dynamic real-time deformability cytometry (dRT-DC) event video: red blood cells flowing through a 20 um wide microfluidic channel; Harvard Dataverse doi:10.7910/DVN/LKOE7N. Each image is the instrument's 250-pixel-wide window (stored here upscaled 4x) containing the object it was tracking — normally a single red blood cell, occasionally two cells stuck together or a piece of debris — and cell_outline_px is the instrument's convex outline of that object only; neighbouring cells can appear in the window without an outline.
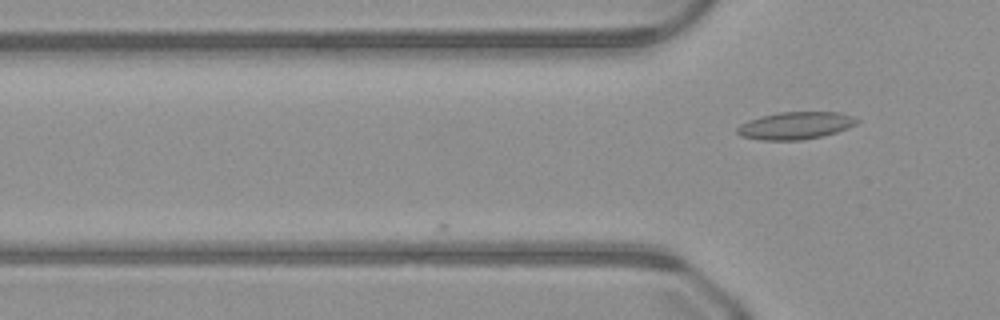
{"species": "common noctule bat (a hibernating species)", "species_latin": "Nyctalus noctula", "temperature_condition": "warm", "stored_images_in_passage": 3, "camera_frame_rate_fps": 3000, "um_per_image_px": 0.085, "animal": {"sex": "male", "body_mass_g": 23.1, "forearm_length_mm": 52.7}, "frame": {"image": 1, "passage_image": 3, "time_ms": 0.667, "image_size_px": [1000, 320], "cell_outline_px": [[860, 120], [856, 124], [848, 128], [836, 132], [820, 136], [800, 140], [760, 140], [740, 136], [736, 132], [736, 128], [740, 124], [748, 120], [760, 116], [780, 112], [840, 112], [852, 116]], "centroid_in_image_um": [67.59, 10.67], "position_along_channel_um": 58.2, "area_um2": 19.13}}